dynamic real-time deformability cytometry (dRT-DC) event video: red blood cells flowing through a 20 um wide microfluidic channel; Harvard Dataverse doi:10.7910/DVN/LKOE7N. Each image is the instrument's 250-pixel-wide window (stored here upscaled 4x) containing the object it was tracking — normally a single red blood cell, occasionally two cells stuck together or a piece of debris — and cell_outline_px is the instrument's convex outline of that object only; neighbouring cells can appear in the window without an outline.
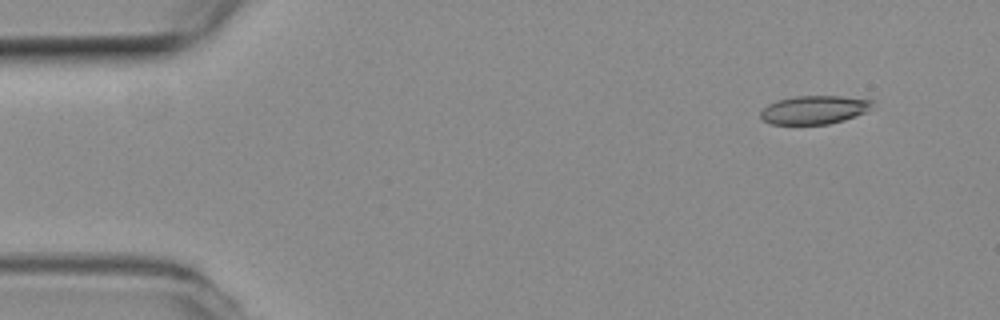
{"species": "common noctule bat (a hibernating species)", "species_latin": "Nyctalus noctula", "temperature_condition": "room temperature", "stored_images_in_passage": 5, "segment_of_instrument_passage": [2, 2], "camera_frame_rate_fps": 3000, "um_per_image_px": 0.085, "animal": {"sex": "female", "body_mass_g": 19.3, "forearm_length_mm": 54.1}, "frame": {"image": 1, "passage_image": 5, "time_ms": 1.333, "image_size_px": [1000, 320], "cell_outline_px": [[872, 104], [864, 112], [856, 116], [844, 120], [828, 124], [772, 124], [764, 120], [760, 116], [760, 112], [768, 104], [776, 100], [796, 96], [840, 96], [872, 100]], "centroid_in_image_um": [69.17, 9.33], "position_along_channel_um": 15.8, "area_um2": 18.32}}